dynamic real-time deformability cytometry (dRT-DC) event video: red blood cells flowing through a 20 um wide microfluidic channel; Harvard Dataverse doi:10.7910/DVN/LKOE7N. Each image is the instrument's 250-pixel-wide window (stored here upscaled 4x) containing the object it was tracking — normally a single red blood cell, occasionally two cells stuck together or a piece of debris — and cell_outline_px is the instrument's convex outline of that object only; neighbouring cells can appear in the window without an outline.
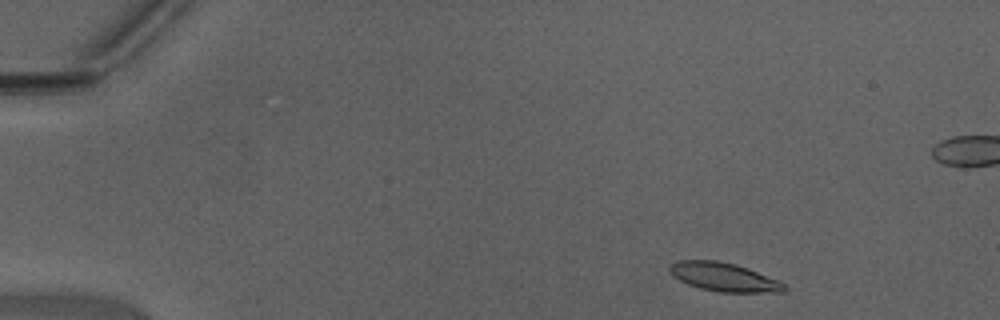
{"species": "Egyptian fruit bat (a non-hibernating species)", "species_latin": "Rousettus aegyptiacus", "temperature_condition": "warm", "stored_images_in_passage": 45, "segment_of_instrument_passage": [1, 2], "camera_frame_rate_fps": 3000, "um_per_image_px": 0.085, "animal": {"sex": "male"}, "frame": {"image": 1, "passage_image": 3, "time_ms": 0.667, "image_size_px": [1000, 320], "cell_outline_px": [[788, 288], [784, 292], [720, 292], [700, 288], [688, 284], [672, 276], [668, 272], [668, 264], [676, 260], [716, 260], [736, 264], [748, 268], [776, 280], [784, 284]], "centroid_in_image_um": [61.46, 23.53], "position_along_channel_um": 23.5, "area_um2": 19.19}}
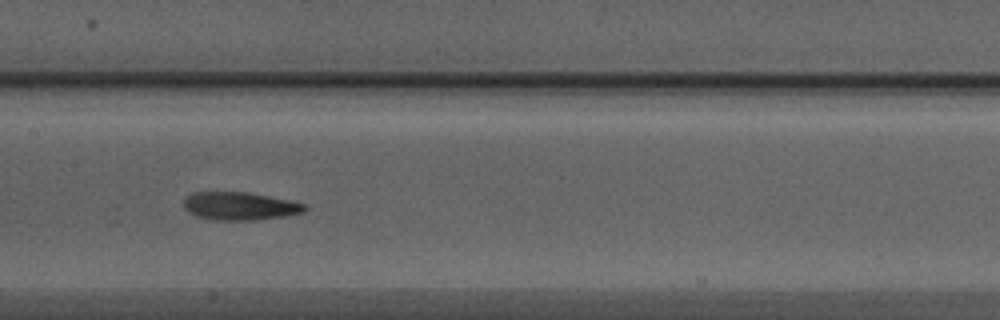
{"frame": {"image": 2, "passage_image": 21, "time_ms": 6.667, "image_size_px": [1000, 320], "cell_outline_px": [[308, 208], [300, 212], [284, 216], [260, 220], [216, 220], [200, 216], [188, 212], [184, 208], [184, 196], [192, 192], [248, 192], [288, 200], [304, 204]], "centroid_in_image_um": [20.34, 17.51], "position_along_channel_um": 187.1, "area_um2": 19.59}}
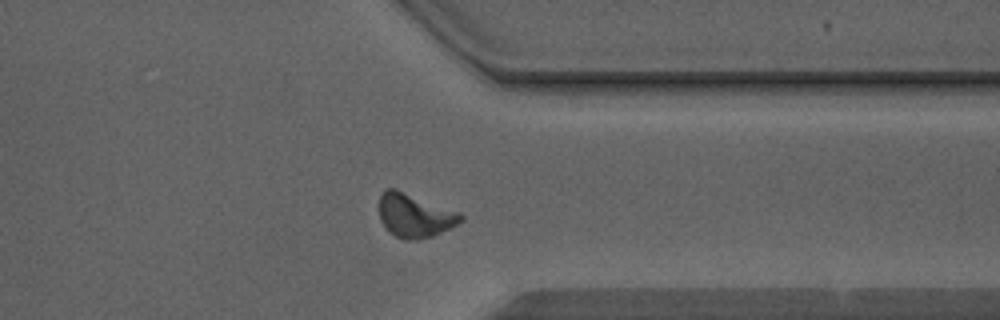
{"frame": {"image": 3, "passage_image": 34, "time_ms": 11.0, "image_size_px": [1000, 320], "cell_outline_px": [[464, 220], [432, 236], [416, 240], [404, 240], [396, 236], [380, 220], [380, 192], [384, 188], [396, 188], [460, 212], [464, 216]], "centroid_in_image_um": [35.25, 18.28], "position_along_channel_um": 376.2, "area_um2": 20.69}}